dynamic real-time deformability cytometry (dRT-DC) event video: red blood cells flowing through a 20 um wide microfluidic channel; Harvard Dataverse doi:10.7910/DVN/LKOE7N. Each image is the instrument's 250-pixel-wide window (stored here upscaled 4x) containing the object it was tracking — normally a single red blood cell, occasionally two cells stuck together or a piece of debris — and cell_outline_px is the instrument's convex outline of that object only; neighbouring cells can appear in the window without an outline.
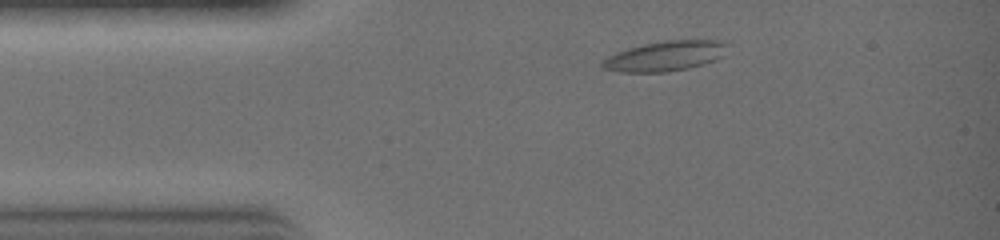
{"species": "common noctule bat (a hibernating species)", "species_latin": "Nyctalus noctula", "temperature_condition": "warm", "stored_images_in_passage": 23, "camera_frame_rate_fps": 3000, "um_per_image_px": 0.085, "animal": {"sex": "female", "body_mass_g": 19.0, "forearm_length_mm": 51.5}, "frame": {"image": 1, "passage_image": 1, "time_ms": 0.0, "image_size_px": [1000, 240], "cell_outline_px": [[728, 44], [724, 56], [704, 64], [688, 68], [668, 72], [620, 72], [600, 68], [600, 64], [608, 56], [628, 48], [644, 44], [664, 40], [720, 40]], "centroid_in_image_um": [56.55, 4.76], "position_along_channel_um": 28.4, "area_um2": 21.96}}
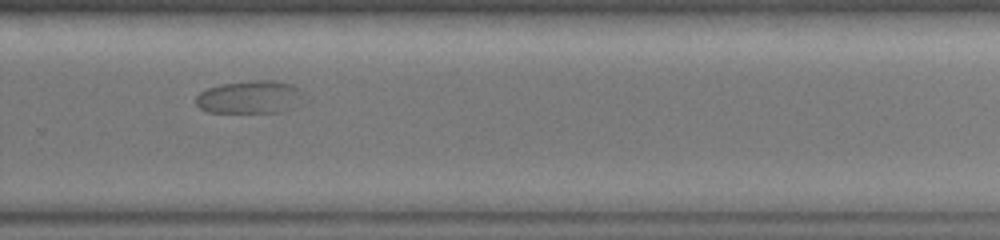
{"frame": {"image": 2, "passage_image": 17, "time_ms": 5.333, "image_size_px": [1000, 240], "cell_outline_px": [[304, 104], [280, 112], [208, 112], [200, 108], [196, 104], [196, 96], [200, 92], [208, 88], [220, 84], [252, 80], [276, 80], [292, 84], [300, 88], [304, 92]], "centroid_in_image_um": [21.33, 8.25], "position_along_channel_um": 308.5, "area_um2": 21.15}}
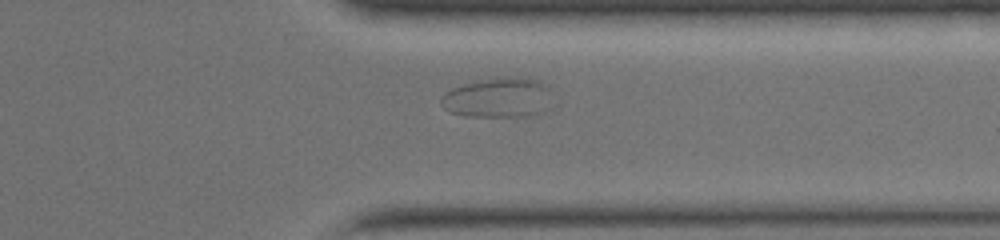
{"frame": {"image": 3, "passage_image": 20, "time_ms": 6.333, "image_size_px": [1000, 240], "cell_outline_px": [[556, 104], [552, 108], [544, 112], [528, 116], [464, 116], [452, 112], [444, 108], [440, 100], [440, 96], [444, 92], [452, 88], [464, 84], [492, 76], [520, 76], [536, 80], [548, 84], [552, 88]], "centroid_in_image_um": [42.48, 8.28], "position_along_channel_um": 368.9, "area_um2": 27.17}}